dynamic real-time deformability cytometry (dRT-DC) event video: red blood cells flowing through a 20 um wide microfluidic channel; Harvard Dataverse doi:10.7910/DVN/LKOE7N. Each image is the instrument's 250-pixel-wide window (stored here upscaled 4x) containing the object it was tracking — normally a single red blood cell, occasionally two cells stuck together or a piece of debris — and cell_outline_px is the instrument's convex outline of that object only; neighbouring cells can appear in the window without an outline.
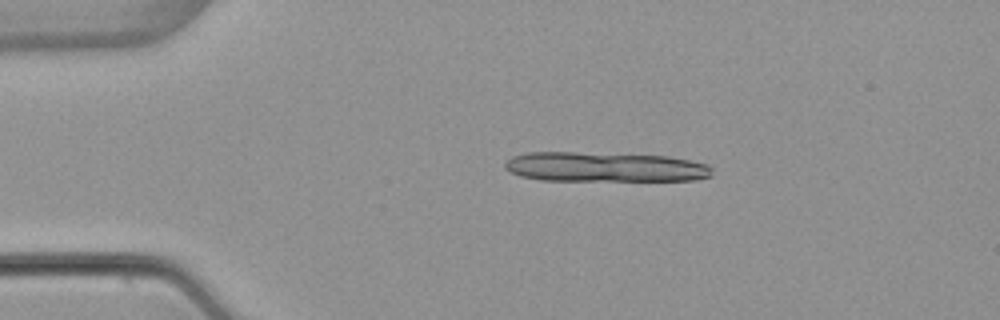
{"species": "common noctule bat (a hibernating species)", "species_latin": "Nyctalus noctula", "temperature_condition": "warm", "stored_images_in_passage": 3, "camera_frame_rate_fps": 3000, "um_per_image_px": 0.085, "animal": {"sex": "female", "body_mass_g": 22.7, "forearm_length_mm": 54.2}, "frame": {"image": 1, "passage_image": 2, "time_ms": 2.0, "image_size_px": [1000, 320], "cell_outline_px": [[712, 176], [696, 180], [540, 180], [520, 176], [504, 168], [504, 160], [512, 156], [528, 152], [576, 152], [668, 156], [708, 164], [712, 168]], "centroid_in_image_um": [51.38, 14.19], "position_along_channel_um": 33.6, "area_um2": 36.01}}